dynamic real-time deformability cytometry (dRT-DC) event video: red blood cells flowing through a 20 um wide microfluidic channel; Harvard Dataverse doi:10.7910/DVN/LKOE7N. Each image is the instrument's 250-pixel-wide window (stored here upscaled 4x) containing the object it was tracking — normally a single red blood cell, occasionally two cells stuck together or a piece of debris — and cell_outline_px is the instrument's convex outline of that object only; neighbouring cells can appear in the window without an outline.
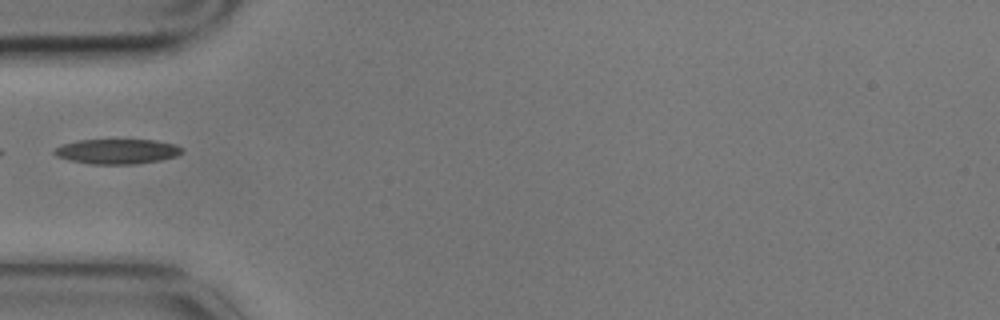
{"species": "common noctule bat (a hibernating species)", "species_latin": "Nyctalus noctula", "temperature_condition": "cold", "stored_images_in_passage": 9, "camera_frame_rate_fps": 3000, "um_per_image_px": 0.085, "animal": {"sex": "male", "body_mass_g": 17.9}, "frame": {"image": 1, "passage_image": 4, "time_ms": 1.0, "image_size_px": [1000, 320], "cell_outline_px": [[184, 148], [176, 156], [160, 160], [136, 164], [88, 164], [68, 160], [56, 156], [52, 152], [56, 148], [64, 144], [76, 140], [156, 140], [176, 144]], "centroid_in_image_um": [9.94, 12.87], "position_along_channel_um": 75.1, "area_um2": 18.61}}
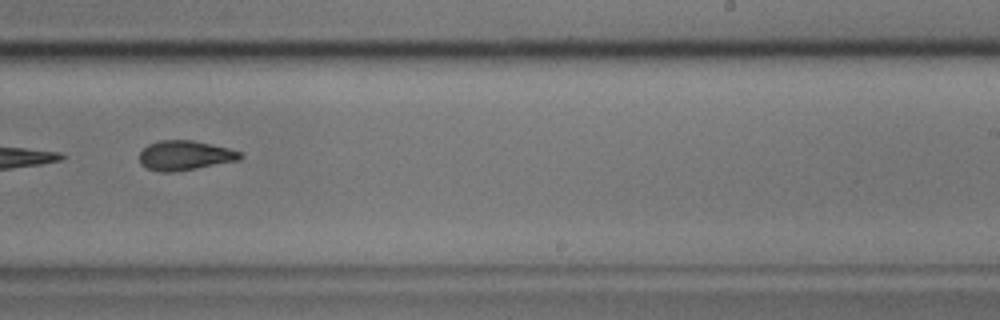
{"frame": {"image": 2, "passage_image": 9, "time_ms": 2.667, "image_size_px": [1000, 320], "cell_outline_px": [[244, 156], [240, 160], [196, 168], [172, 172], [160, 172], [148, 168], [140, 164], [140, 152], [148, 144], [160, 140], [192, 140], [228, 148], [240, 152]], "centroid_in_image_um": [15.71, 13.21], "position_along_channel_um": 273.3, "area_um2": 17.28}}